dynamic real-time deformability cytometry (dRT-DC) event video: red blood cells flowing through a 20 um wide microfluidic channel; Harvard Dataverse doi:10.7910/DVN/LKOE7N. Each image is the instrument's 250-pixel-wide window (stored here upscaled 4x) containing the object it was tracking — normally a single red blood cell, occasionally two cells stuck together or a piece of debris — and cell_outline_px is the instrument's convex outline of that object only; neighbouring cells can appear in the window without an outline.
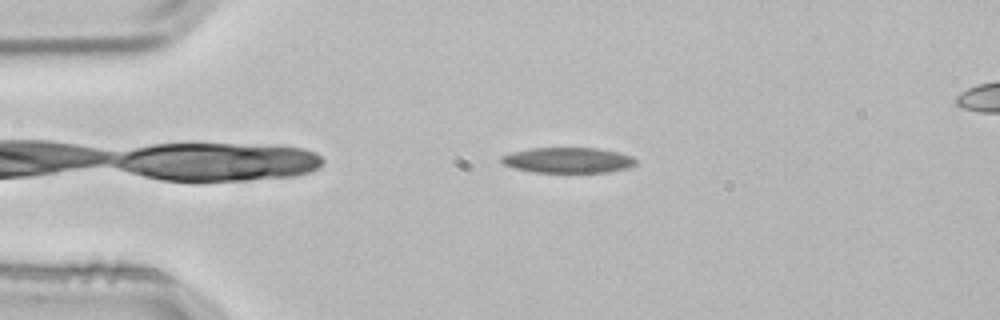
{"species": "common noctule bat (a hibernating species)", "species_latin": "Nyctalus noctula", "temperature_condition": "room temperature", "stored_images_in_passage": 2, "camera_frame_rate_fps": 3000, "um_per_image_px": 0.085, "animal": {"sex": "male", "body_mass_g": 21.5, "forearm_length_mm": 52.0}, "frame": {"image": 1, "passage_image": 1, "time_ms": 0.0, "image_size_px": [1000, 320], "cell_outline_px": [[636, 164], [628, 168], [608, 172], [532, 172], [512, 168], [504, 164], [500, 160], [500, 156], [512, 152], [528, 148], [600, 148], [620, 152], [632, 156], [636, 160]], "centroid_in_image_um": [48.27, 13.61], "position_along_channel_um": 36.7, "area_um2": 20.17}}